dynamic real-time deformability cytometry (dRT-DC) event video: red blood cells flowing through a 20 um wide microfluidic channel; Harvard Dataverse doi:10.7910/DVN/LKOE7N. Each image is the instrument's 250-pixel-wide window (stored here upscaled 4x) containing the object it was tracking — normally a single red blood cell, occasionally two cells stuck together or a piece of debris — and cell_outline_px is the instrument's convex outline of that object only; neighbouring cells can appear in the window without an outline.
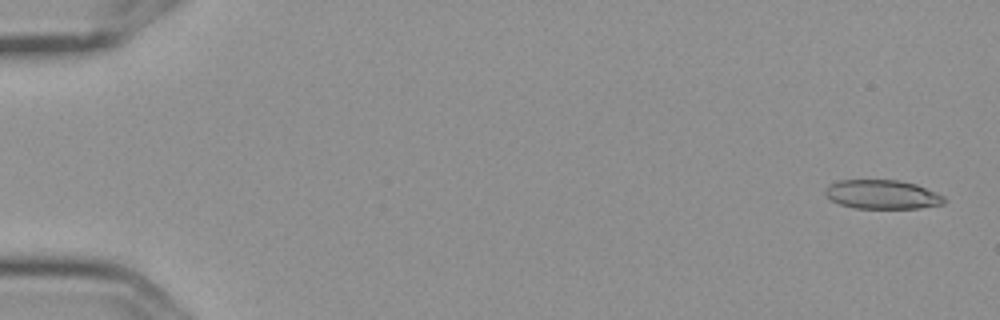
{"species": "Egyptian fruit bat (a non-hibernating species)", "species_latin": "Rousettus aegyptiacus", "temperature_condition": "cold", "stored_images_in_passage": 2, "segment_of_instrument_passage": [2, 2], "camera_frame_rate_fps": 3000, "um_per_image_px": 0.085, "frame": {"image": 1, "passage_image": 2, "time_ms": 0.333, "image_size_px": [1000, 320], "cell_outline_px": [[944, 204], [920, 208], [856, 208], [840, 204], [832, 200], [824, 192], [832, 184], [840, 180], [900, 180], [916, 184], [944, 196]], "centroid_in_image_um": [75.03, 16.53], "position_along_channel_um": 10.0, "area_um2": 19.83}}